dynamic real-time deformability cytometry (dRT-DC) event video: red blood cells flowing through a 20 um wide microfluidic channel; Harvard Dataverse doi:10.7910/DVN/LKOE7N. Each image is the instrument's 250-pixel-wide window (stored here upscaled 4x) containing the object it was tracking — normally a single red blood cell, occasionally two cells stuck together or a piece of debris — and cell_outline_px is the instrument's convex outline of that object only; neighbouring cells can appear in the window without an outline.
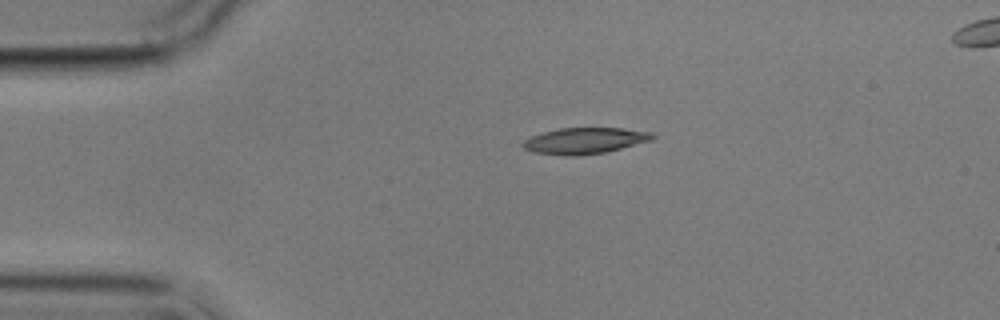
{"species": "common noctule bat (a hibernating species)", "species_latin": "Nyctalus noctula", "temperature_condition": "cold", "stored_images_in_passage": 3, "segment_of_instrument_passage": [1, 2], "camera_frame_rate_fps": 3000, "um_per_image_px": 0.085, "animal": {"sex": "male", "body_mass_g": 17.9}, "frame": {"image": 1, "passage_image": 1, "time_ms": 0.0, "image_size_px": [1000, 320], "cell_outline_px": [[656, 136], [652, 140], [608, 152], [576, 156], [568, 156], [532, 152], [524, 148], [520, 144], [524, 140], [532, 136], [544, 132], [560, 128], [624, 128], [652, 132]], "centroid_in_image_um": [49.72, 11.97], "position_along_channel_um": 35.3, "area_um2": 19.88}}